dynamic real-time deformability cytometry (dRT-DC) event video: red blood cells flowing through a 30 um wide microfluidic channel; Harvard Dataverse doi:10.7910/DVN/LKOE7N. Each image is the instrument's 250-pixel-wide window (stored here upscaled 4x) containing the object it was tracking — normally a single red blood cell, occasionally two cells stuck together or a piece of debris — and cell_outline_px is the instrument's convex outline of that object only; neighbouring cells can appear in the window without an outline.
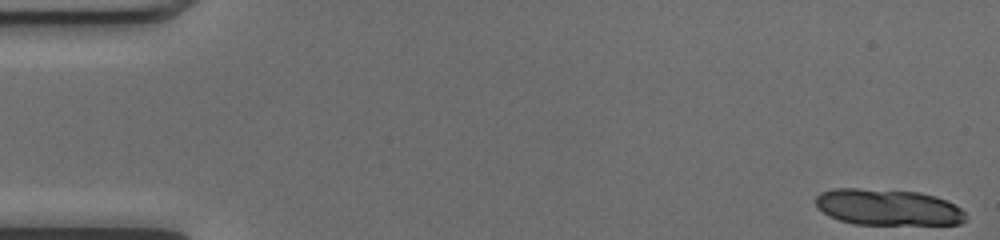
{"species": "common noctule bat (a hibernating species)", "species_latin": "Nyctalus noctula", "temperature_condition": "cold", "stored_images_in_passage": 15, "camera_frame_rate_fps": 3000, "um_per_image_px": 0.085, "animal": {"sex": "female", "body_mass_g": 17.0, "forearm_length_mm": 48.0}, "frame": {"image": 1, "passage_image": 1, "time_ms": 0.0, "image_size_px": [1000, 240], "cell_outline_px": [[964, 220], [960, 224], [852, 224], [828, 216], [816, 204], [816, 196], [820, 192], [832, 188], [856, 188], [920, 192], [936, 196], [960, 208], [964, 212]], "centroid_in_image_um": [75.42, 17.61], "position_along_channel_um": 9.6, "area_um2": 31.5}}